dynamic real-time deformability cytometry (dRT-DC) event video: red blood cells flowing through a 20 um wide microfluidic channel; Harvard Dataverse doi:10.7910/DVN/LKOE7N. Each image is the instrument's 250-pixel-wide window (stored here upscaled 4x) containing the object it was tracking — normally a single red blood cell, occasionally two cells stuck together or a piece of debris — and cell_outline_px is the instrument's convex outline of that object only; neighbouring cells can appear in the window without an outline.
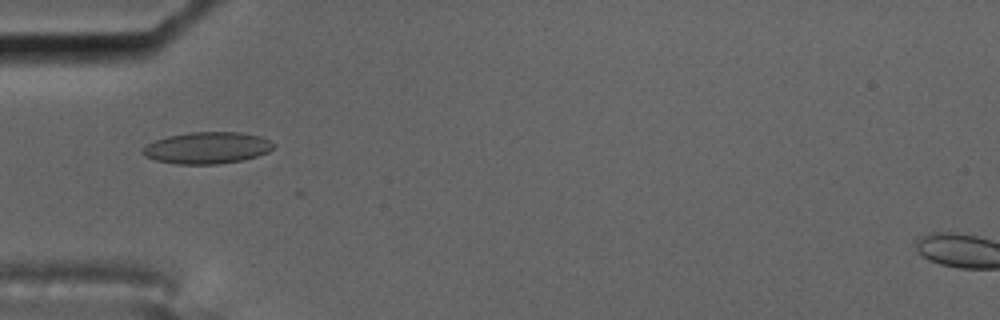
{"species": "common noctule bat (a hibernating species)", "species_latin": "Nyctalus noctula", "temperature_condition": "cold", "stored_images_in_passage": 7, "camera_frame_rate_fps": 3000, "um_per_image_px": 0.085, "animal": {"sex": "male", "body_mass_g": 17.5, "forearm_length_mm": 52.3}, "frame": {"image": 1, "passage_image": 2, "time_ms": 0.333, "image_size_px": [1000, 320], "cell_outline_px": [[276, 144], [268, 152], [244, 160], [216, 164], [176, 164], [156, 160], [144, 156], [140, 152], [148, 144], [156, 140], [168, 136], [192, 132], [240, 132], [260, 136]], "centroid_in_image_um": [17.61, 12.57], "position_along_channel_um": 67.4, "area_um2": 24.04}}